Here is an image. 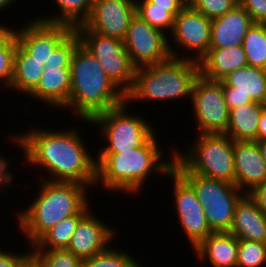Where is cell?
<instances>
[{
  "label": "cell",
  "mask_w": 266,
  "mask_h": 267,
  "mask_svg": "<svg viewBox=\"0 0 266 267\" xmlns=\"http://www.w3.org/2000/svg\"><path fill=\"white\" fill-rule=\"evenodd\" d=\"M173 183V194L181 228L195 249L209 234L213 233L205 217L204 209L193 187L173 168L168 174Z\"/></svg>",
  "instance_id": "obj_12"
},
{
  "label": "cell",
  "mask_w": 266,
  "mask_h": 267,
  "mask_svg": "<svg viewBox=\"0 0 266 267\" xmlns=\"http://www.w3.org/2000/svg\"><path fill=\"white\" fill-rule=\"evenodd\" d=\"M194 189L213 232H229L235 204L243 192L234 184L191 172H178Z\"/></svg>",
  "instance_id": "obj_8"
},
{
  "label": "cell",
  "mask_w": 266,
  "mask_h": 267,
  "mask_svg": "<svg viewBox=\"0 0 266 267\" xmlns=\"http://www.w3.org/2000/svg\"><path fill=\"white\" fill-rule=\"evenodd\" d=\"M112 248L114 247L109 246L106 250L84 260L83 267H132L138 261L128 253Z\"/></svg>",
  "instance_id": "obj_32"
},
{
  "label": "cell",
  "mask_w": 266,
  "mask_h": 267,
  "mask_svg": "<svg viewBox=\"0 0 266 267\" xmlns=\"http://www.w3.org/2000/svg\"><path fill=\"white\" fill-rule=\"evenodd\" d=\"M71 88L68 105L78 119L92 121L96 116L126 102V95L106 75L98 59L81 43L70 64Z\"/></svg>",
  "instance_id": "obj_3"
},
{
  "label": "cell",
  "mask_w": 266,
  "mask_h": 267,
  "mask_svg": "<svg viewBox=\"0 0 266 267\" xmlns=\"http://www.w3.org/2000/svg\"><path fill=\"white\" fill-rule=\"evenodd\" d=\"M166 35L135 14L123 40L132 65L137 69L164 62L170 57L192 60L193 54L189 56L187 53L185 56L184 53L183 55L177 53L175 47H171L170 39Z\"/></svg>",
  "instance_id": "obj_10"
},
{
  "label": "cell",
  "mask_w": 266,
  "mask_h": 267,
  "mask_svg": "<svg viewBox=\"0 0 266 267\" xmlns=\"http://www.w3.org/2000/svg\"><path fill=\"white\" fill-rule=\"evenodd\" d=\"M90 210L78 223L67 250L82 261L106 250L115 239L113 227L107 226ZM110 243V244H109Z\"/></svg>",
  "instance_id": "obj_17"
},
{
  "label": "cell",
  "mask_w": 266,
  "mask_h": 267,
  "mask_svg": "<svg viewBox=\"0 0 266 267\" xmlns=\"http://www.w3.org/2000/svg\"><path fill=\"white\" fill-rule=\"evenodd\" d=\"M86 214H76L62 219L48 229L32 246V250L67 249L79 221Z\"/></svg>",
  "instance_id": "obj_27"
},
{
  "label": "cell",
  "mask_w": 266,
  "mask_h": 267,
  "mask_svg": "<svg viewBox=\"0 0 266 267\" xmlns=\"http://www.w3.org/2000/svg\"><path fill=\"white\" fill-rule=\"evenodd\" d=\"M32 258L40 267H83V261L67 249L32 250Z\"/></svg>",
  "instance_id": "obj_31"
},
{
  "label": "cell",
  "mask_w": 266,
  "mask_h": 267,
  "mask_svg": "<svg viewBox=\"0 0 266 267\" xmlns=\"http://www.w3.org/2000/svg\"><path fill=\"white\" fill-rule=\"evenodd\" d=\"M135 14V0H94L89 18L75 29H90L103 36L124 40Z\"/></svg>",
  "instance_id": "obj_13"
},
{
  "label": "cell",
  "mask_w": 266,
  "mask_h": 267,
  "mask_svg": "<svg viewBox=\"0 0 266 267\" xmlns=\"http://www.w3.org/2000/svg\"><path fill=\"white\" fill-rule=\"evenodd\" d=\"M54 1V0H53ZM94 0H55L58 13L36 16L35 19L49 24H65L73 28L84 24L89 18ZM60 12V14H59Z\"/></svg>",
  "instance_id": "obj_26"
},
{
  "label": "cell",
  "mask_w": 266,
  "mask_h": 267,
  "mask_svg": "<svg viewBox=\"0 0 266 267\" xmlns=\"http://www.w3.org/2000/svg\"><path fill=\"white\" fill-rule=\"evenodd\" d=\"M155 134L143 147L122 153H98L96 157V182L105 190L138 194L152 173L167 176L173 169L175 149L171 160L164 157ZM162 159V160H161ZM167 160V161H166ZM99 182V183H98ZM121 191V192H120Z\"/></svg>",
  "instance_id": "obj_2"
},
{
  "label": "cell",
  "mask_w": 266,
  "mask_h": 267,
  "mask_svg": "<svg viewBox=\"0 0 266 267\" xmlns=\"http://www.w3.org/2000/svg\"><path fill=\"white\" fill-rule=\"evenodd\" d=\"M191 102L200 134H226L229 110L223 93V82L199 75L193 85Z\"/></svg>",
  "instance_id": "obj_11"
},
{
  "label": "cell",
  "mask_w": 266,
  "mask_h": 267,
  "mask_svg": "<svg viewBox=\"0 0 266 267\" xmlns=\"http://www.w3.org/2000/svg\"><path fill=\"white\" fill-rule=\"evenodd\" d=\"M234 161L235 185L243 193L251 192L266 180V163L257 142L234 141Z\"/></svg>",
  "instance_id": "obj_18"
},
{
  "label": "cell",
  "mask_w": 266,
  "mask_h": 267,
  "mask_svg": "<svg viewBox=\"0 0 266 267\" xmlns=\"http://www.w3.org/2000/svg\"><path fill=\"white\" fill-rule=\"evenodd\" d=\"M43 71V64L33 59L18 44L10 89L28 95L37 86Z\"/></svg>",
  "instance_id": "obj_25"
},
{
  "label": "cell",
  "mask_w": 266,
  "mask_h": 267,
  "mask_svg": "<svg viewBox=\"0 0 266 267\" xmlns=\"http://www.w3.org/2000/svg\"><path fill=\"white\" fill-rule=\"evenodd\" d=\"M139 261H137L132 267H143L140 265V263H138Z\"/></svg>",
  "instance_id": "obj_45"
},
{
  "label": "cell",
  "mask_w": 266,
  "mask_h": 267,
  "mask_svg": "<svg viewBox=\"0 0 266 267\" xmlns=\"http://www.w3.org/2000/svg\"><path fill=\"white\" fill-rule=\"evenodd\" d=\"M81 44L99 61L106 75L126 95L132 88L136 68L132 65L123 40L90 29H75Z\"/></svg>",
  "instance_id": "obj_9"
},
{
  "label": "cell",
  "mask_w": 266,
  "mask_h": 267,
  "mask_svg": "<svg viewBox=\"0 0 266 267\" xmlns=\"http://www.w3.org/2000/svg\"><path fill=\"white\" fill-rule=\"evenodd\" d=\"M128 105L129 103L124 102L88 121L90 125L101 127L100 134L104 137L105 143L107 142L100 151L97 150L98 153H122L140 148L156 134L150 122L136 113L134 115L127 111Z\"/></svg>",
  "instance_id": "obj_7"
},
{
  "label": "cell",
  "mask_w": 266,
  "mask_h": 267,
  "mask_svg": "<svg viewBox=\"0 0 266 267\" xmlns=\"http://www.w3.org/2000/svg\"><path fill=\"white\" fill-rule=\"evenodd\" d=\"M193 250L197 260L207 259L213 267L237 266L238 238L229 232H213Z\"/></svg>",
  "instance_id": "obj_23"
},
{
  "label": "cell",
  "mask_w": 266,
  "mask_h": 267,
  "mask_svg": "<svg viewBox=\"0 0 266 267\" xmlns=\"http://www.w3.org/2000/svg\"><path fill=\"white\" fill-rule=\"evenodd\" d=\"M242 46L248 66L266 69V23H252Z\"/></svg>",
  "instance_id": "obj_28"
},
{
  "label": "cell",
  "mask_w": 266,
  "mask_h": 267,
  "mask_svg": "<svg viewBox=\"0 0 266 267\" xmlns=\"http://www.w3.org/2000/svg\"><path fill=\"white\" fill-rule=\"evenodd\" d=\"M81 43L79 34L74 30L54 51L51 53L49 67H70L72 55L76 47Z\"/></svg>",
  "instance_id": "obj_34"
},
{
  "label": "cell",
  "mask_w": 266,
  "mask_h": 267,
  "mask_svg": "<svg viewBox=\"0 0 266 267\" xmlns=\"http://www.w3.org/2000/svg\"><path fill=\"white\" fill-rule=\"evenodd\" d=\"M153 7L168 8L176 16L187 4L188 0H147Z\"/></svg>",
  "instance_id": "obj_38"
},
{
  "label": "cell",
  "mask_w": 266,
  "mask_h": 267,
  "mask_svg": "<svg viewBox=\"0 0 266 267\" xmlns=\"http://www.w3.org/2000/svg\"><path fill=\"white\" fill-rule=\"evenodd\" d=\"M25 267H40V266L34 259H32Z\"/></svg>",
  "instance_id": "obj_44"
},
{
  "label": "cell",
  "mask_w": 266,
  "mask_h": 267,
  "mask_svg": "<svg viewBox=\"0 0 266 267\" xmlns=\"http://www.w3.org/2000/svg\"><path fill=\"white\" fill-rule=\"evenodd\" d=\"M19 28L15 29L18 44L43 66L48 63L51 53L75 30L69 25L49 24L37 19H31Z\"/></svg>",
  "instance_id": "obj_14"
},
{
  "label": "cell",
  "mask_w": 266,
  "mask_h": 267,
  "mask_svg": "<svg viewBox=\"0 0 266 267\" xmlns=\"http://www.w3.org/2000/svg\"><path fill=\"white\" fill-rule=\"evenodd\" d=\"M0 155V190L2 189L1 187L3 186V190L5 189V187L7 186H15V184L13 183V178H14V173L10 172L9 169V163H8V159L5 158V156Z\"/></svg>",
  "instance_id": "obj_39"
},
{
  "label": "cell",
  "mask_w": 266,
  "mask_h": 267,
  "mask_svg": "<svg viewBox=\"0 0 266 267\" xmlns=\"http://www.w3.org/2000/svg\"><path fill=\"white\" fill-rule=\"evenodd\" d=\"M249 194L254 198L259 209L266 214V180L255 187Z\"/></svg>",
  "instance_id": "obj_40"
},
{
  "label": "cell",
  "mask_w": 266,
  "mask_h": 267,
  "mask_svg": "<svg viewBox=\"0 0 266 267\" xmlns=\"http://www.w3.org/2000/svg\"><path fill=\"white\" fill-rule=\"evenodd\" d=\"M266 140V107L262 110L259 118L256 142Z\"/></svg>",
  "instance_id": "obj_41"
},
{
  "label": "cell",
  "mask_w": 266,
  "mask_h": 267,
  "mask_svg": "<svg viewBox=\"0 0 266 267\" xmlns=\"http://www.w3.org/2000/svg\"><path fill=\"white\" fill-rule=\"evenodd\" d=\"M253 23H266V0H238Z\"/></svg>",
  "instance_id": "obj_36"
},
{
  "label": "cell",
  "mask_w": 266,
  "mask_h": 267,
  "mask_svg": "<svg viewBox=\"0 0 266 267\" xmlns=\"http://www.w3.org/2000/svg\"><path fill=\"white\" fill-rule=\"evenodd\" d=\"M136 1V14L150 26L155 27L170 35L174 27L175 16L168 8L153 7V3L147 0ZM166 30V31H165Z\"/></svg>",
  "instance_id": "obj_30"
},
{
  "label": "cell",
  "mask_w": 266,
  "mask_h": 267,
  "mask_svg": "<svg viewBox=\"0 0 266 267\" xmlns=\"http://www.w3.org/2000/svg\"><path fill=\"white\" fill-rule=\"evenodd\" d=\"M228 110L251 102L266 105V69L245 66L222 80Z\"/></svg>",
  "instance_id": "obj_16"
},
{
  "label": "cell",
  "mask_w": 266,
  "mask_h": 267,
  "mask_svg": "<svg viewBox=\"0 0 266 267\" xmlns=\"http://www.w3.org/2000/svg\"><path fill=\"white\" fill-rule=\"evenodd\" d=\"M250 15L240 4L221 17L212 20L210 48H227L243 45L248 28L252 25Z\"/></svg>",
  "instance_id": "obj_20"
},
{
  "label": "cell",
  "mask_w": 266,
  "mask_h": 267,
  "mask_svg": "<svg viewBox=\"0 0 266 267\" xmlns=\"http://www.w3.org/2000/svg\"><path fill=\"white\" fill-rule=\"evenodd\" d=\"M71 88L70 67L44 66V71L37 86L28 94L34 99L43 101L53 108L68 105Z\"/></svg>",
  "instance_id": "obj_21"
},
{
  "label": "cell",
  "mask_w": 266,
  "mask_h": 267,
  "mask_svg": "<svg viewBox=\"0 0 266 267\" xmlns=\"http://www.w3.org/2000/svg\"><path fill=\"white\" fill-rule=\"evenodd\" d=\"M188 153L175 151L173 168L235 185L234 141L226 134H198Z\"/></svg>",
  "instance_id": "obj_6"
},
{
  "label": "cell",
  "mask_w": 266,
  "mask_h": 267,
  "mask_svg": "<svg viewBox=\"0 0 266 267\" xmlns=\"http://www.w3.org/2000/svg\"><path fill=\"white\" fill-rule=\"evenodd\" d=\"M212 20L187 4L176 16L170 33L173 45L194 52L193 61H199L209 50ZM176 42V43H175Z\"/></svg>",
  "instance_id": "obj_15"
},
{
  "label": "cell",
  "mask_w": 266,
  "mask_h": 267,
  "mask_svg": "<svg viewBox=\"0 0 266 267\" xmlns=\"http://www.w3.org/2000/svg\"><path fill=\"white\" fill-rule=\"evenodd\" d=\"M266 107L260 102H251L229 110V122L226 130L233 141H255L259 118Z\"/></svg>",
  "instance_id": "obj_24"
},
{
  "label": "cell",
  "mask_w": 266,
  "mask_h": 267,
  "mask_svg": "<svg viewBox=\"0 0 266 267\" xmlns=\"http://www.w3.org/2000/svg\"><path fill=\"white\" fill-rule=\"evenodd\" d=\"M32 259L31 248L26 254L0 250V267H25Z\"/></svg>",
  "instance_id": "obj_37"
},
{
  "label": "cell",
  "mask_w": 266,
  "mask_h": 267,
  "mask_svg": "<svg viewBox=\"0 0 266 267\" xmlns=\"http://www.w3.org/2000/svg\"><path fill=\"white\" fill-rule=\"evenodd\" d=\"M16 0H0V11L1 10H6V7H11L10 4L13 5V3L15 2Z\"/></svg>",
  "instance_id": "obj_43"
},
{
  "label": "cell",
  "mask_w": 266,
  "mask_h": 267,
  "mask_svg": "<svg viewBox=\"0 0 266 267\" xmlns=\"http://www.w3.org/2000/svg\"><path fill=\"white\" fill-rule=\"evenodd\" d=\"M229 233L238 239L266 243V214L249 193H243L236 201Z\"/></svg>",
  "instance_id": "obj_19"
},
{
  "label": "cell",
  "mask_w": 266,
  "mask_h": 267,
  "mask_svg": "<svg viewBox=\"0 0 266 267\" xmlns=\"http://www.w3.org/2000/svg\"><path fill=\"white\" fill-rule=\"evenodd\" d=\"M40 182V192L34 201L16 213L19 229L29 240L27 244L30 243V246L62 219L76 214H87L91 210L86 192L89 186L78 182L41 179Z\"/></svg>",
  "instance_id": "obj_4"
},
{
  "label": "cell",
  "mask_w": 266,
  "mask_h": 267,
  "mask_svg": "<svg viewBox=\"0 0 266 267\" xmlns=\"http://www.w3.org/2000/svg\"><path fill=\"white\" fill-rule=\"evenodd\" d=\"M263 160L266 163V140L257 142Z\"/></svg>",
  "instance_id": "obj_42"
},
{
  "label": "cell",
  "mask_w": 266,
  "mask_h": 267,
  "mask_svg": "<svg viewBox=\"0 0 266 267\" xmlns=\"http://www.w3.org/2000/svg\"><path fill=\"white\" fill-rule=\"evenodd\" d=\"M266 264V243L238 239L236 267H261Z\"/></svg>",
  "instance_id": "obj_33"
},
{
  "label": "cell",
  "mask_w": 266,
  "mask_h": 267,
  "mask_svg": "<svg viewBox=\"0 0 266 267\" xmlns=\"http://www.w3.org/2000/svg\"><path fill=\"white\" fill-rule=\"evenodd\" d=\"M77 130L75 127L61 131L32 128L9 139L19 145L29 166H37L51 174L41 180L78 182L94 187L96 158L87 150V143Z\"/></svg>",
  "instance_id": "obj_1"
},
{
  "label": "cell",
  "mask_w": 266,
  "mask_h": 267,
  "mask_svg": "<svg viewBox=\"0 0 266 267\" xmlns=\"http://www.w3.org/2000/svg\"><path fill=\"white\" fill-rule=\"evenodd\" d=\"M188 4L205 17L213 20L229 12L238 0H188Z\"/></svg>",
  "instance_id": "obj_35"
},
{
  "label": "cell",
  "mask_w": 266,
  "mask_h": 267,
  "mask_svg": "<svg viewBox=\"0 0 266 267\" xmlns=\"http://www.w3.org/2000/svg\"><path fill=\"white\" fill-rule=\"evenodd\" d=\"M200 75L221 81L229 73L248 65L242 45L227 48H209L198 61Z\"/></svg>",
  "instance_id": "obj_22"
},
{
  "label": "cell",
  "mask_w": 266,
  "mask_h": 267,
  "mask_svg": "<svg viewBox=\"0 0 266 267\" xmlns=\"http://www.w3.org/2000/svg\"><path fill=\"white\" fill-rule=\"evenodd\" d=\"M15 29L0 24V82L10 89L12 82L16 47Z\"/></svg>",
  "instance_id": "obj_29"
},
{
  "label": "cell",
  "mask_w": 266,
  "mask_h": 267,
  "mask_svg": "<svg viewBox=\"0 0 266 267\" xmlns=\"http://www.w3.org/2000/svg\"><path fill=\"white\" fill-rule=\"evenodd\" d=\"M199 75L198 62L187 58L170 57L164 62L137 68L133 86L126 94V102L191 98L194 82Z\"/></svg>",
  "instance_id": "obj_5"
}]
</instances>
